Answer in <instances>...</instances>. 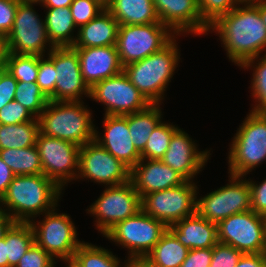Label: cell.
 <instances>
[{"instance_id":"42","label":"cell","mask_w":266,"mask_h":267,"mask_svg":"<svg viewBox=\"0 0 266 267\" xmlns=\"http://www.w3.org/2000/svg\"><path fill=\"white\" fill-rule=\"evenodd\" d=\"M55 259L35 242L15 267H55Z\"/></svg>"},{"instance_id":"37","label":"cell","mask_w":266,"mask_h":267,"mask_svg":"<svg viewBox=\"0 0 266 267\" xmlns=\"http://www.w3.org/2000/svg\"><path fill=\"white\" fill-rule=\"evenodd\" d=\"M240 0H198L201 19L208 25H212L220 16L229 13Z\"/></svg>"},{"instance_id":"25","label":"cell","mask_w":266,"mask_h":267,"mask_svg":"<svg viewBox=\"0 0 266 267\" xmlns=\"http://www.w3.org/2000/svg\"><path fill=\"white\" fill-rule=\"evenodd\" d=\"M106 10L119 26L161 23L153 0H113Z\"/></svg>"},{"instance_id":"3","label":"cell","mask_w":266,"mask_h":267,"mask_svg":"<svg viewBox=\"0 0 266 267\" xmlns=\"http://www.w3.org/2000/svg\"><path fill=\"white\" fill-rule=\"evenodd\" d=\"M82 101H49L39 121L40 133L83 146L94 141L92 112Z\"/></svg>"},{"instance_id":"6","label":"cell","mask_w":266,"mask_h":267,"mask_svg":"<svg viewBox=\"0 0 266 267\" xmlns=\"http://www.w3.org/2000/svg\"><path fill=\"white\" fill-rule=\"evenodd\" d=\"M167 229L163 222L141 209L134 216L117 222L103 236L123 246L122 248H127V259L145 258Z\"/></svg>"},{"instance_id":"43","label":"cell","mask_w":266,"mask_h":267,"mask_svg":"<svg viewBox=\"0 0 266 267\" xmlns=\"http://www.w3.org/2000/svg\"><path fill=\"white\" fill-rule=\"evenodd\" d=\"M21 0H0V36L7 37L13 28L18 3Z\"/></svg>"},{"instance_id":"36","label":"cell","mask_w":266,"mask_h":267,"mask_svg":"<svg viewBox=\"0 0 266 267\" xmlns=\"http://www.w3.org/2000/svg\"><path fill=\"white\" fill-rule=\"evenodd\" d=\"M5 68L17 80L36 82L39 69V56L7 54Z\"/></svg>"},{"instance_id":"58","label":"cell","mask_w":266,"mask_h":267,"mask_svg":"<svg viewBox=\"0 0 266 267\" xmlns=\"http://www.w3.org/2000/svg\"><path fill=\"white\" fill-rule=\"evenodd\" d=\"M266 257V228H265V245L262 253Z\"/></svg>"},{"instance_id":"14","label":"cell","mask_w":266,"mask_h":267,"mask_svg":"<svg viewBox=\"0 0 266 267\" xmlns=\"http://www.w3.org/2000/svg\"><path fill=\"white\" fill-rule=\"evenodd\" d=\"M89 98L106 105L104 115L124 116L144 110L151 104L124 71L93 85Z\"/></svg>"},{"instance_id":"15","label":"cell","mask_w":266,"mask_h":267,"mask_svg":"<svg viewBox=\"0 0 266 267\" xmlns=\"http://www.w3.org/2000/svg\"><path fill=\"white\" fill-rule=\"evenodd\" d=\"M35 145L41 159L43 174L62 190L67 183L77 179L80 146L40 132Z\"/></svg>"},{"instance_id":"38","label":"cell","mask_w":266,"mask_h":267,"mask_svg":"<svg viewBox=\"0 0 266 267\" xmlns=\"http://www.w3.org/2000/svg\"><path fill=\"white\" fill-rule=\"evenodd\" d=\"M105 10L95 0H74L70 5V11L76 27L87 24Z\"/></svg>"},{"instance_id":"39","label":"cell","mask_w":266,"mask_h":267,"mask_svg":"<svg viewBox=\"0 0 266 267\" xmlns=\"http://www.w3.org/2000/svg\"><path fill=\"white\" fill-rule=\"evenodd\" d=\"M44 57L39 56V69L36 82L49 101H54L56 70L53 62L48 57L47 59H44Z\"/></svg>"},{"instance_id":"29","label":"cell","mask_w":266,"mask_h":267,"mask_svg":"<svg viewBox=\"0 0 266 267\" xmlns=\"http://www.w3.org/2000/svg\"><path fill=\"white\" fill-rule=\"evenodd\" d=\"M0 158L14 172L15 176L43 174L36 145L21 149L0 150Z\"/></svg>"},{"instance_id":"55","label":"cell","mask_w":266,"mask_h":267,"mask_svg":"<svg viewBox=\"0 0 266 267\" xmlns=\"http://www.w3.org/2000/svg\"><path fill=\"white\" fill-rule=\"evenodd\" d=\"M60 260H63L65 263L67 262V267H82L80 262L73 256V257H67V258H61Z\"/></svg>"},{"instance_id":"51","label":"cell","mask_w":266,"mask_h":267,"mask_svg":"<svg viewBox=\"0 0 266 267\" xmlns=\"http://www.w3.org/2000/svg\"><path fill=\"white\" fill-rule=\"evenodd\" d=\"M8 54L6 37L0 36V71L5 69Z\"/></svg>"},{"instance_id":"20","label":"cell","mask_w":266,"mask_h":267,"mask_svg":"<svg viewBox=\"0 0 266 267\" xmlns=\"http://www.w3.org/2000/svg\"><path fill=\"white\" fill-rule=\"evenodd\" d=\"M103 126L105 132L103 137L95 128L94 140L132 169L141 160V154L131 140L127 115H105Z\"/></svg>"},{"instance_id":"2","label":"cell","mask_w":266,"mask_h":267,"mask_svg":"<svg viewBox=\"0 0 266 267\" xmlns=\"http://www.w3.org/2000/svg\"><path fill=\"white\" fill-rule=\"evenodd\" d=\"M61 193L62 189L44 174L17 175L0 200V208L16 222H30L57 207Z\"/></svg>"},{"instance_id":"16","label":"cell","mask_w":266,"mask_h":267,"mask_svg":"<svg viewBox=\"0 0 266 267\" xmlns=\"http://www.w3.org/2000/svg\"><path fill=\"white\" fill-rule=\"evenodd\" d=\"M131 169L116 159L95 140L80 147L78 178L105 186H117L130 181Z\"/></svg>"},{"instance_id":"10","label":"cell","mask_w":266,"mask_h":267,"mask_svg":"<svg viewBox=\"0 0 266 267\" xmlns=\"http://www.w3.org/2000/svg\"><path fill=\"white\" fill-rule=\"evenodd\" d=\"M229 184L197 198L196 212L210 222L220 221L251 210V189L243 176L229 175Z\"/></svg>"},{"instance_id":"9","label":"cell","mask_w":266,"mask_h":267,"mask_svg":"<svg viewBox=\"0 0 266 267\" xmlns=\"http://www.w3.org/2000/svg\"><path fill=\"white\" fill-rule=\"evenodd\" d=\"M196 183L185 181L180 186L155 191L141 199L142 210L167 227L196 213Z\"/></svg>"},{"instance_id":"40","label":"cell","mask_w":266,"mask_h":267,"mask_svg":"<svg viewBox=\"0 0 266 267\" xmlns=\"http://www.w3.org/2000/svg\"><path fill=\"white\" fill-rule=\"evenodd\" d=\"M36 117L15 100L8 102L0 109V124H21L34 121Z\"/></svg>"},{"instance_id":"12","label":"cell","mask_w":266,"mask_h":267,"mask_svg":"<svg viewBox=\"0 0 266 267\" xmlns=\"http://www.w3.org/2000/svg\"><path fill=\"white\" fill-rule=\"evenodd\" d=\"M141 197L131 181L105 187L99 198L89 207L88 214L96 217V228L105 234L117 222L137 214L141 209Z\"/></svg>"},{"instance_id":"46","label":"cell","mask_w":266,"mask_h":267,"mask_svg":"<svg viewBox=\"0 0 266 267\" xmlns=\"http://www.w3.org/2000/svg\"><path fill=\"white\" fill-rule=\"evenodd\" d=\"M212 260V248L191 249L180 267H209Z\"/></svg>"},{"instance_id":"30","label":"cell","mask_w":266,"mask_h":267,"mask_svg":"<svg viewBox=\"0 0 266 267\" xmlns=\"http://www.w3.org/2000/svg\"><path fill=\"white\" fill-rule=\"evenodd\" d=\"M39 132L37 118L21 124H0V150L33 146L36 144Z\"/></svg>"},{"instance_id":"17","label":"cell","mask_w":266,"mask_h":267,"mask_svg":"<svg viewBox=\"0 0 266 267\" xmlns=\"http://www.w3.org/2000/svg\"><path fill=\"white\" fill-rule=\"evenodd\" d=\"M47 54L56 70L54 101H81L82 95L89 97L90 88L81 74L77 51L73 47H54Z\"/></svg>"},{"instance_id":"24","label":"cell","mask_w":266,"mask_h":267,"mask_svg":"<svg viewBox=\"0 0 266 267\" xmlns=\"http://www.w3.org/2000/svg\"><path fill=\"white\" fill-rule=\"evenodd\" d=\"M77 29L73 48L111 46L116 45L119 23L105 9L96 18Z\"/></svg>"},{"instance_id":"21","label":"cell","mask_w":266,"mask_h":267,"mask_svg":"<svg viewBox=\"0 0 266 267\" xmlns=\"http://www.w3.org/2000/svg\"><path fill=\"white\" fill-rule=\"evenodd\" d=\"M130 181L142 199L149 193L180 186L186 180L161 160L141 159L131 169Z\"/></svg>"},{"instance_id":"7","label":"cell","mask_w":266,"mask_h":267,"mask_svg":"<svg viewBox=\"0 0 266 267\" xmlns=\"http://www.w3.org/2000/svg\"><path fill=\"white\" fill-rule=\"evenodd\" d=\"M174 37L175 34L162 23L119 26L116 48L122 66L160 51Z\"/></svg>"},{"instance_id":"49","label":"cell","mask_w":266,"mask_h":267,"mask_svg":"<svg viewBox=\"0 0 266 267\" xmlns=\"http://www.w3.org/2000/svg\"><path fill=\"white\" fill-rule=\"evenodd\" d=\"M16 221L0 208V240L5 238L7 231Z\"/></svg>"},{"instance_id":"26","label":"cell","mask_w":266,"mask_h":267,"mask_svg":"<svg viewBox=\"0 0 266 267\" xmlns=\"http://www.w3.org/2000/svg\"><path fill=\"white\" fill-rule=\"evenodd\" d=\"M45 27L50 43L54 47H72L76 41L74 24L70 7L46 8Z\"/></svg>"},{"instance_id":"59","label":"cell","mask_w":266,"mask_h":267,"mask_svg":"<svg viewBox=\"0 0 266 267\" xmlns=\"http://www.w3.org/2000/svg\"><path fill=\"white\" fill-rule=\"evenodd\" d=\"M241 2L243 1H249V2H252V1H255V0H240Z\"/></svg>"},{"instance_id":"33","label":"cell","mask_w":266,"mask_h":267,"mask_svg":"<svg viewBox=\"0 0 266 267\" xmlns=\"http://www.w3.org/2000/svg\"><path fill=\"white\" fill-rule=\"evenodd\" d=\"M259 57L261 56L249 59L241 66V68H254L252 74L253 78L251 79V89L252 96L255 100L254 102L256 103L251 111L256 113H266V53L261 59Z\"/></svg>"},{"instance_id":"18","label":"cell","mask_w":266,"mask_h":267,"mask_svg":"<svg viewBox=\"0 0 266 267\" xmlns=\"http://www.w3.org/2000/svg\"><path fill=\"white\" fill-rule=\"evenodd\" d=\"M160 22L176 36L206 34L209 26L201 19L198 0H153Z\"/></svg>"},{"instance_id":"22","label":"cell","mask_w":266,"mask_h":267,"mask_svg":"<svg viewBox=\"0 0 266 267\" xmlns=\"http://www.w3.org/2000/svg\"><path fill=\"white\" fill-rule=\"evenodd\" d=\"M74 49L79 57L81 74L89 88L123 71L116 45Z\"/></svg>"},{"instance_id":"13","label":"cell","mask_w":266,"mask_h":267,"mask_svg":"<svg viewBox=\"0 0 266 267\" xmlns=\"http://www.w3.org/2000/svg\"><path fill=\"white\" fill-rule=\"evenodd\" d=\"M266 216L248 210L217 224L218 242L228 244L243 254L263 253Z\"/></svg>"},{"instance_id":"47","label":"cell","mask_w":266,"mask_h":267,"mask_svg":"<svg viewBox=\"0 0 266 267\" xmlns=\"http://www.w3.org/2000/svg\"><path fill=\"white\" fill-rule=\"evenodd\" d=\"M236 267H266V257L262 253L243 254Z\"/></svg>"},{"instance_id":"45","label":"cell","mask_w":266,"mask_h":267,"mask_svg":"<svg viewBox=\"0 0 266 267\" xmlns=\"http://www.w3.org/2000/svg\"><path fill=\"white\" fill-rule=\"evenodd\" d=\"M17 83L6 68L0 71V109L14 100Z\"/></svg>"},{"instance_id":"34","label":"cell","mask_w":266,"mask_h":267,"mask_svg":"<svg viewBox=\"0 0 266 267\" xmlns=\"http://www.w3.org/2000/svg\"><path fill=\"white\" fill-rule=\"evenodd\" d=\"M177 129L178 126L160 121L151 133L144 150L140 153L141 159L161 160L169 148L173 133Z\"/></svg>"},{"instance_id":"48","label":"cell","mask_w":266,"mask_h":267,"mask_svg":"<svg viewBox=\"0 0 266 267\" xmlns=\"http://www.w3.org/2000/svg\"><path fill=\"white\" fill-rule=\"evenodd\" d=\"M14 177V172L0 158V200L6 194Z\"/></svg>"},{"instance_id":"5","label":"cell","mask_w":266,"mask_h":267,"mask_svg":"<svg viewBox=\"0 0 266 267\" xmlns=\"http://www.w3.org/2000/svg\"><path fill=\"white\" fill-rule=\"evenodd\" d=\"M241 124L227 157L228 173L245 177L266 160V113L250 111Z\"/></svg>"},{"instance_id":"41","label":"cell","mask_w":266,"mask_h":267,"mask_svg":"<svg viewBox=\"0 0 266 267\" xmlns=\"http://www.w3.org/2000/svg\"><path fill=\"white\" fill-rule=\"evenodd\" d=\"M242 252L234 247L217 242L212 248V260L209 267H236Z\"/></svg>"},{"instance_id":"54","label":"cell","mask_w":266,"mask_h":267,"mask_svg":"<svg viewBox=\"0 0 266 267\" xmlns=\"http://www.w3.org/2000/svg\"><path fill=\"white\" fill-rule=\"evenodd\" d=\"M258 10L260 12L262 22L266 26V0H258Z\"/></svg>"},{"instance_id":"28","label":"cell","mask_w":266,"mask_h":267,"mask_svg":"<svg viewBox=\"0 0 266 267\" xmlns=\"http://www.w3.org/2000/svg\"><path fill=\"white\" fill-rule=\"evenodd\" d=\"M188 253L189 249L167 229L145 258L157 267H180Z\"/></svg>"},{"instance_id":"27","label":"cell","mask_w":266,"mask_h":267,"mask_svg":"<svg viewBox=\"0 0 266 267\" xmlns=\"http://www.w3.org/2000/svg\"><path fill=\"white\" fill-rule=\"evenodd\" d=\"M161 104H150L146 109L127 115L131 140L139 153L148 142L151 133L163 117Z\"/></svg>"},{"instance_id":"50","label":"cell","mask_w":266,"mask_h":267,"mask_svg":"<svg viewBox=\"0 0 266 267\" xmlns=\"http://www.w3.org/2000/svg\"><path fill=\"white\" fill-rule=\"evenodd\" d=\"M74 0H45L41 5L43 8H64L70 7Z\"/></svg>"},{"instance_id":"53","label":"cell","mask_w":266,"mask_h":267,"mask_svg":"<svg viewBox=\"0 0 266 267\" xmlns=\"http://www.w3.org/2000/svg\"><path fill=\"white\" fill-rule=\"evenodd\" d=\"M0 267H9L8 258L6 256V235L0 240Z\"/></svg>"},{"instance_id":"19","label":"cell","mask_w":266,"mask_h":267,"mask_svg":"<svg viewBox=\"0 0 266 267\" xmlns=\"http://www.w3.org/2000/svg\"><path fill=\"white\" fill-rule=\"evenodd\" d=\"M195 141L178 128L171 137L169 148L161 158V161L171 167L186 181H192L201 169L206 165L210 150L198 151Z\"/></svg>"},{"instance_id":"11","label":"cell","mask_w":266,"mask_h":267,"mask_svg":"<svg viewBox=\"0 0 266 267\" xmlns=\"http://www.w3.org/2000/svg\"><path fill=\"white\" fill-rule=\"evenodd\" d=\"M43 215L41 222H29L34 232V242L55 260L73 257L83 241L78 240L71 217L66 213H57L56 207Z\"/></svg>"},{"instance_id":"56","label":"cell","mask_w":266,"mask_h":267,"mask_svg":"<svg viewBox=\"0 0 266 267\" xmlns=\"http://www.w3.org/2000/svg\"><path fill=\"white\" fill-rule=\"evenodd\" d=\"M98 2L103 8H107L113 0H95Z\"/></svg>"},{"instance_id":"8","label":"cell","mask_w":266,"mask_h":267,"mask_svg":"<svg viewBox=\"0 0 266 267\" xmlns=\"http://www.w3.org/2000/svg\"><path fill=\"white\" fill-rule=\"evenodd\" d=\"M33 4L23 0L18 3L13 28L6 37L9 53L45 56V49L54 48L47 35L45 20L39 17Z\"/></svg>"},{"instance_id":"35","label":"cell","mask_w":266,"mask_h":267,"mask_svg":"<svg viewBox=\"0 0 266 267\" xmlns=\"http://www.w3.org/2000/svg\"><path fill=\"white\" fill-rule=\"evenodd\" d=\"M14 100L23 105L36 118L41 115L49 99L41 91L37 82L18 81Z\"/></svg>"},{"instance_id":"32","label":"cell","mask_w":266,"mask_h":267,"mask_svg":"<svg viewBox=\"0 0 266 267\" xmlns=\"http://www.w3.org/2000/svg\"><path fill=\"white\" fill-rule=\"evenodd\" d=\"M74 257L80 262L82 267H121L120 259L113 253L101 246L91 243H83L74 253ZM123 267H127V259Z\"/></svg>"},{"instance_id":"4","label":"cell","mask_w":266,"mask_h":267,"mask_svg":"<svg viewBox=\"0 0 266 267\" xmlns=\"http://www.w3.org/2000/svg\"><path fill=\"white\" fill-rule=\"evenodd\" d=\"M176 38L175 36L160 51L123 68L130 82L151 104L162 103L166 88L181 59Z\"/></svg>"},{"instance_id":"52","label":"cell","mask_w":266,"mask_h":267,"mask_svg":"<svg viewBox=\"0 0 266 267\" xmlns=\"http://www.w3.org/2000/svg\"><path fill=\"white\" fill-rule=\"evenodd\" d=\"M127 267H157V266H154L147 258H130L127 259Z\"/></svg>"},{"instance_id":"31","label":"cell","mask_w":266,"mask_h":267,"mask_svg":"<svg viewBox=\"0 0 266 267\" xmlns=\"http://www.w3.org/2000/svg\"><path fill=\"white\" fill-rule=\"evenodd\" d=\"M33 243L34 232L29 222H15L6 233L9 267H15Z\"/></svg>"},{"instance_id":"57","label":"cell","mask_w":266,"mask_h":267,"mask_svg":"<svg viewBox=\"0 0 266 267\" xmlns=\"http://www.w3.org/2000/svg\"><path fill=\"white\" fill-rule=\"evenodd\" d=\"M23 1H27V2H33L34 3V5L35 4H39V5H41L45 0H23ZM41 3V4H40Z\"/></svg>"},{"instance_id":"23","label":"cell","mask_w":266,"mask_h":267,"mask_svg":"<svg viewBox=\"0 0 266 267\" xmlns=\"http://www.w3.org/2000/svg\"><path fill=\"white\" fill-rule=\"evenodd\" d=\"M168 230L189 250L213 248L218 242L217 224L197 212L169 225Z\"/></svg>"},{"instance_id":"1","label":"cell","mask_w":266,"mask_h":267,"mask_svg":"<svg viewBox=\"0 0 266 267\" xmlns=\"http://www.w3.org/2000/svg\"><path fill=\"white\" fill-rule=\"evenodd\" d=\"M211 30L219 34L227 57L239 67L266 52V26L260 17L258 0L242 1L210 25L208 31Z\"/></svg>"},{"instance_id":"44","label":"cell","mask_w":266,"mask_h":267,"mask_svg":"<svg viewBox=\"0 0 266 267\" xmlns=\"http://www.w3.org/2000/svg\"><path fill=\"white\" fill-rule=\"evenodd\" d=\"M248 181L251 189V210L266 216V179L259 185L250 179Z\"/></svg>"}]
</instances>
